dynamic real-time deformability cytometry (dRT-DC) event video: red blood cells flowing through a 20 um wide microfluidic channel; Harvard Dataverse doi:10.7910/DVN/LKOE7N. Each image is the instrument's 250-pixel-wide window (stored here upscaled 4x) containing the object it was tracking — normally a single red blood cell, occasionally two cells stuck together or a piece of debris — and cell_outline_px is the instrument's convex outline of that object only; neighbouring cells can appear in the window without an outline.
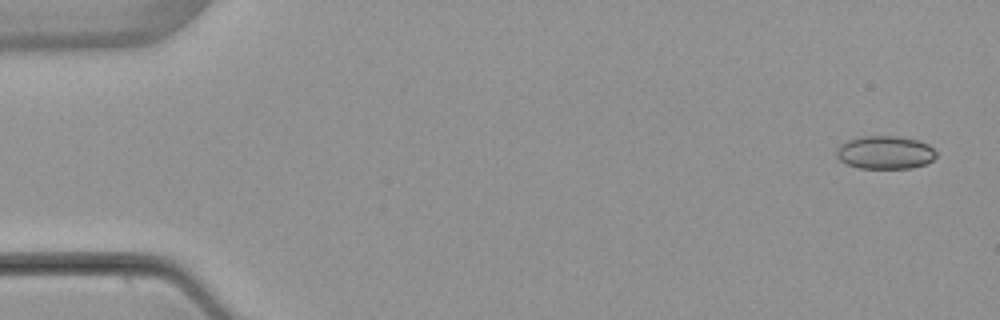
{"species": "common noctule bat (a hibernating species)", "species_latin": "Nyctalus noctula", "temperature_condition": "warm", "stored_images_in_passage": 5, "camera_frame_rate_fps": 3000, "um_per_image_px": 0.085, "animal": {"sex": "female", "body_mass_g": 22.7, "forearm_length_mm": 54.2}, "frame": {"image": 1, "passage_image": 1, "time_ms": 0.0, "image_size_px": [1000, 320], "cell_outline_px": [[936, 156], [932, 160], [924, 164], [912, 168], [860, 168], [848, 164], [840, 160], [836, 156], [836, 148], [840, 144], [848, 140], [864, 136], [896, 136], [920, 140], [928, 144], [936, 152]], "centroid_in_image_um": [75.23, 12.95], "position_along_channel_um": 9.8, "area_um2": 19.25}}
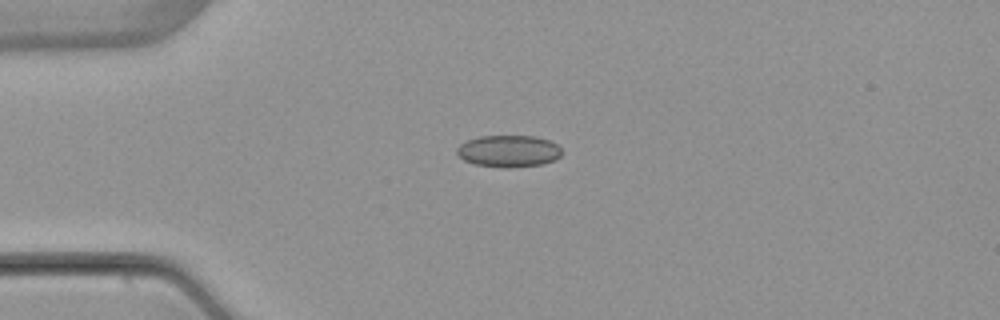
{"frame": {"image": 2, "passage_image": 4, "time_ms": 3.667, "image_size_px": [1000, 320], "cell_outline_px": [[560, 156], [556, 160], [544, 164], [512, 168], [504, 168], [476, 164], [464, 160], [456, 152], [456, 148], [460, 144], [468, 140], [480, 136], [536, 136], [548, 140], [556, 144], [560, 148]], "centroid_in_image_um": [43.24, 12.85], "position_along_channel_um": 41.8, "area_um2": 19.54}}